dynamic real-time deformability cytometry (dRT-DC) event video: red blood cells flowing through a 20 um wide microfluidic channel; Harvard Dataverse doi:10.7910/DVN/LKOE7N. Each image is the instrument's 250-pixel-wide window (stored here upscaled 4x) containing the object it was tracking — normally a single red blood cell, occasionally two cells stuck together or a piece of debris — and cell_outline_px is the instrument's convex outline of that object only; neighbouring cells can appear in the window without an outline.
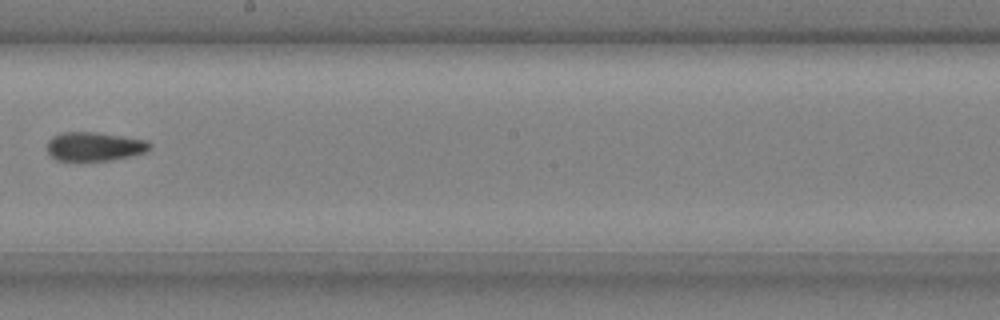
{"species": "common noctule bat (a hibernating species)", "species_latin": "Nyctalus noctula", "temperature_condition": "cold", "stored_images_in_passage": 7, "camera_frame_rate_fps": 3000, "um_per_image_px": 0.085, "animal": {"sex": "male", "body_mass_g": 20.4}, "frame": {"image": 1, "passage_image": 6, "time_ms": 1.667, "image_size_px": [1000, 320], "cell_outline_px": [[152, 148], [144, 152], [128, 156], [108, 160], [56, 160], [48, 152], [48, 140], [52, 136], [60, 132], [96, 132], [148, 140], [152, 144]], "centroid_in_image_um": [8.03, 12.43], "position_along_channel_um": 240.2, "area_um2": 17.17}}
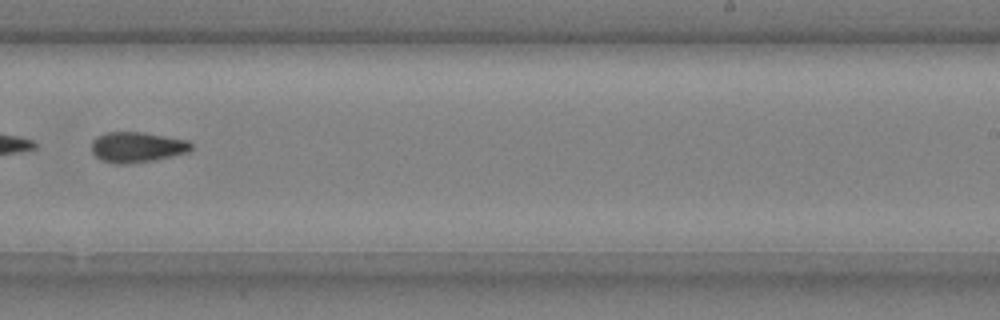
{"frame": {"image": 2, "passage_image": 7, "time_ms": 2.0, "image_size_px": [1000, 320], "cell_outline_px": [[192, 148], [188, 152], [156, 160], [124, 164], [112, 164], [100, 160], [92, 152], [92, 140], [96, 136], [104, 132], [144, 132], [188, 140], [192, 144]], "centroid_in_image_um": [11.63, 12.5], "position_along_channel_um": 277.4, "area_um2": 17.92}}